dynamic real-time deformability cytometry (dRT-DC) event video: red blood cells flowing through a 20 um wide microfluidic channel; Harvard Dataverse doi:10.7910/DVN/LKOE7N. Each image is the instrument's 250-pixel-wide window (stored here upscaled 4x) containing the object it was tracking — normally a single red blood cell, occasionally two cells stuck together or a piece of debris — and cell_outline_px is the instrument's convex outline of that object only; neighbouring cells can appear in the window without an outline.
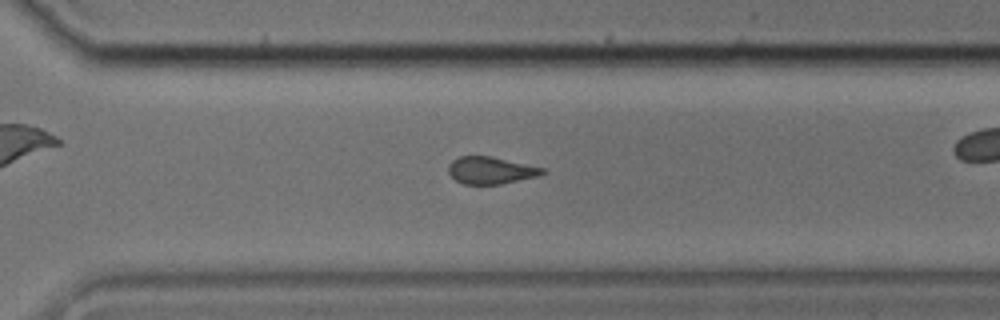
{"species": "common noctule bat (a hibernating species)", "species_latin": "Nyctalus noctula", "temperature_condition": "cold", "stored_images_in_passage": 29, "camera_frame_rate_fps": 3000, "um_per_image_px": 0.085, "animal": {"sex": "male", "body_mass_g": 17.9, "forearm_length_mm": 54.2}, "frame": {"image": 1, "passage_image": 25, "time_ms": 8.0, "image_size_px": [1000, 320], "cell_outline_px": [[548, 172], [536, 176], [500, 184], [464, 184], [456, 180], [448, 172], [448, 164], [452, 160], [460, 156], [492, 156], [548, 168]], "centroid_in_image_um": [41.75, 14.46], "position_along_channel_um": 328.8, "area_um2": 15.03}}